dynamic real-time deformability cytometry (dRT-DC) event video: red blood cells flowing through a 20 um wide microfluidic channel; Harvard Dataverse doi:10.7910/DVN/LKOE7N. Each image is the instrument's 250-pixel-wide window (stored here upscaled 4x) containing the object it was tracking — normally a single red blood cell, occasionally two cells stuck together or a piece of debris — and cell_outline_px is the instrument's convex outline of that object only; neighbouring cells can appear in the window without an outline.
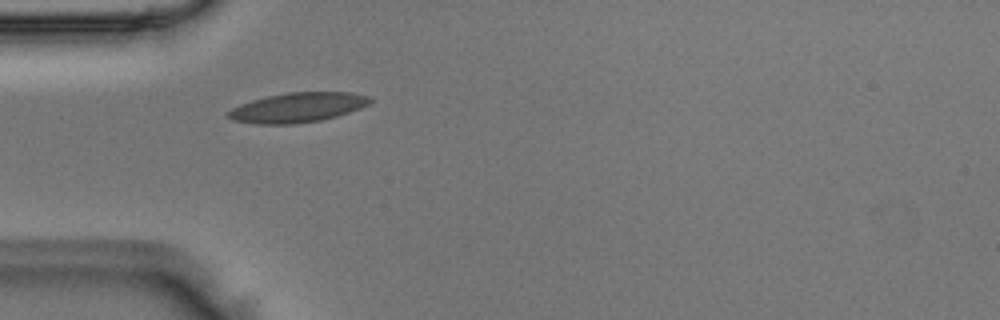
{"species": "Egyptian fruit bat (a non-hibernating species)", "species_latin": "Rousettus aegyptiacus", "temperature_condition": "room temperature", "stored_images_in_passage": 37, "camera_frame_rate_fps": 3000, "um_per_image_px": 0.085, "animal": {"sex": "male"}, "frame": {"image": 1, "passage_image": 2, "time_ms": 0.333, "image_size_px": [1000, 320], "cell_outline_px": [[372, 100], [368, 104], [360, 108], [336, 116], [320, 120], [292, 124], [256, 124], [232, 120], [228, 116], [228, 112], [232, 108], [240, 104], [252, 100], [268, 96], [288, 92], [352, 92], [372, 96]], "centroid_in_image_um": [25.32, 9.13], "position_along_channel_um": 59.7, "area_um2": 24.45}}
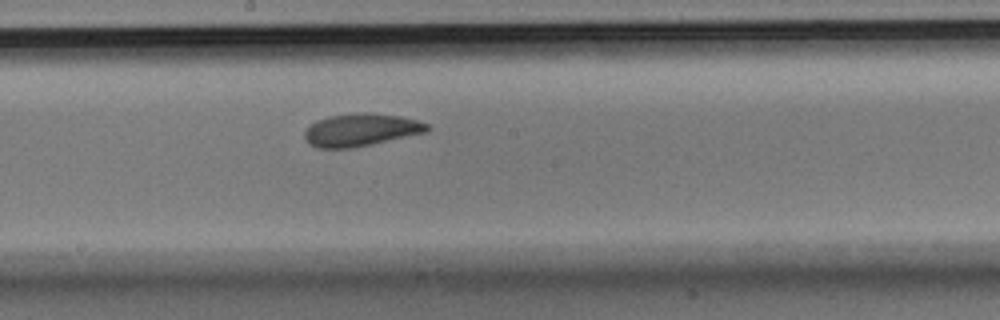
{"frame": {"image": 2, "passage_image": 14, "time_ms": 4.333, "image_size_px": [1000, 320], "cell_outline_px": [[428, 132], [352, 148], [316, 148], [308, 144], [304, 136], [304, 132], [316, 120], [328, 116], [356, 112], [372, 112], [400, 116], [416, 120], [428, 124]], "centroid_in_image_um": [30.65, 11.03], "position_along_channel_um": 217.5, "area_um2": 23.41}}
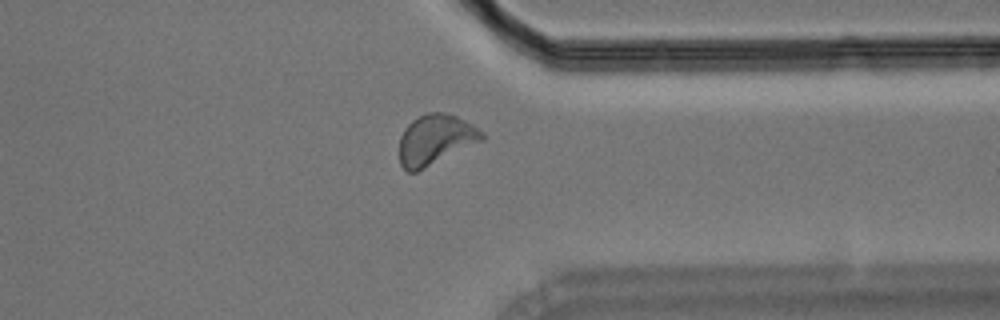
{"frame": {"image": 3, "passage_image": 26, "time_ms": 8.333, "image_size_px": [1000, 320], "cell_outline_px": [[484, 140], [416, 172], [408, 172], [400, 164], [400, 136], [404, 128], [412, 120], [424, 112], [444, 112], [456, 116], [472, 124], [484, 132]], "centroid_in_image_um": [37.01, 11.85], "position_along_channel_um": 374.4, "area_um2": 24.22}}